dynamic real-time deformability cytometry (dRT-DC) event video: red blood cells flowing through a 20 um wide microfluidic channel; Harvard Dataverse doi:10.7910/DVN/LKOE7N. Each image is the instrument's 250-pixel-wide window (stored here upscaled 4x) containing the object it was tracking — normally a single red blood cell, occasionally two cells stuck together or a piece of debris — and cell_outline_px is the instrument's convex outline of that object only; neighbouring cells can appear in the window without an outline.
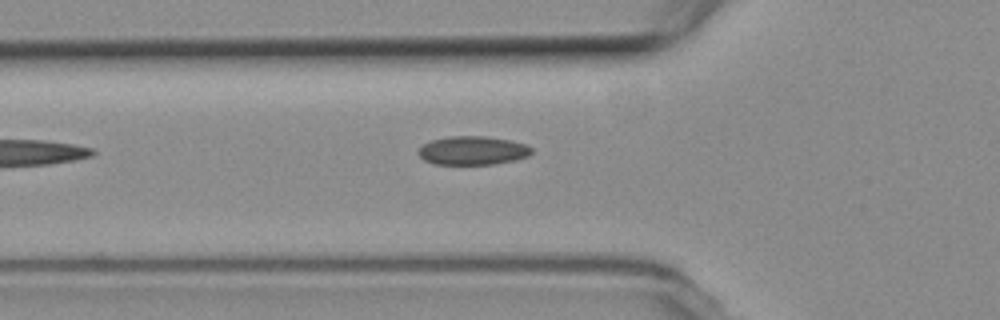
{"species": "common noctule bat (a hibernating species)", "species_latin": "Nyctalus noctula", "temperature_condition": "room temperature", "stored_images_in_passage": 3, "camera_frame_rate_fps": 3000, "um_per_image_px": 0.085, "animal": {"sex": "female", "body_mass_g": 19.3, "forearm_length_mm": 54.1}, "frame": {"image": 1, "passage_image": 3, "time_ms": 3.333, "image_size_px": [1000, 320], "cell_outline_px": [[532, 152], [528, 156], [516, 160], [492, 164], [436, 164], [424, 160], [416, 152], [424, 144], [432, 140], [448, 136], [484, 136], [508, 140], [524, 144], [532, 148]], "centroid_in_image_um": [40.16, 12.79], "position_along_channel_um": 85.6, "area_um2": 18.79}}